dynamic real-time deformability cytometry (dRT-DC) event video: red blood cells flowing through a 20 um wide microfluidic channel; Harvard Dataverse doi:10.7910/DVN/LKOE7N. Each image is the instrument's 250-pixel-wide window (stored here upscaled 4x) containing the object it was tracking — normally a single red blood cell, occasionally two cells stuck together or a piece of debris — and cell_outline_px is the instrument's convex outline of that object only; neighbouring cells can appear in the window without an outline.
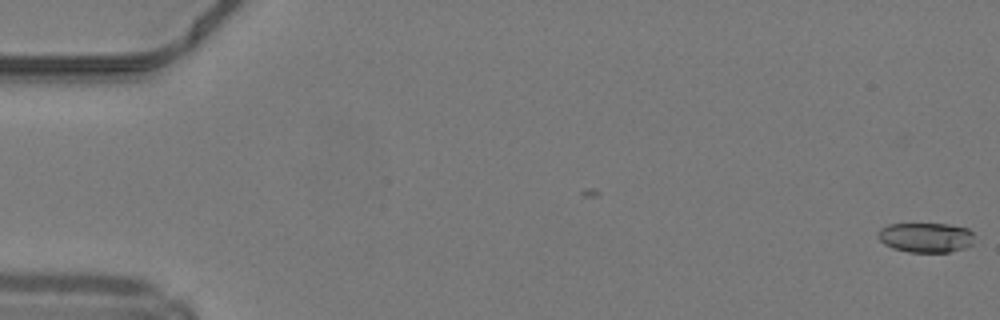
{"species": "common noctule bat (a hibernating species)", "species_latin": "Nyctalus noctula", "temperature_condition": "warm", "stored_images_in_passage": 50, "camera_frame_rate_fps": 3000, "um_per_image_px": 0.085, "animal": {"sex": "male", "body_mass_g": 19.2, "forearm_length_mm": 51.8}, "frame": {"image": 1, "passage_image": 1, "time_ms": 0.0, "image_size_px": [1000, 320], "cell_outline_px": [[972, 244], [964, 248], [948, 252], [908, 252], [892, 248], [884, 244], [876, 236], [880, 228], [888, 224], [948, 224], [968, 228], [972, 232]], "centroid_in_image_um": [78.66, 20.18], "position_along_channel_um": 6.3, "area_um2": 16.76}}
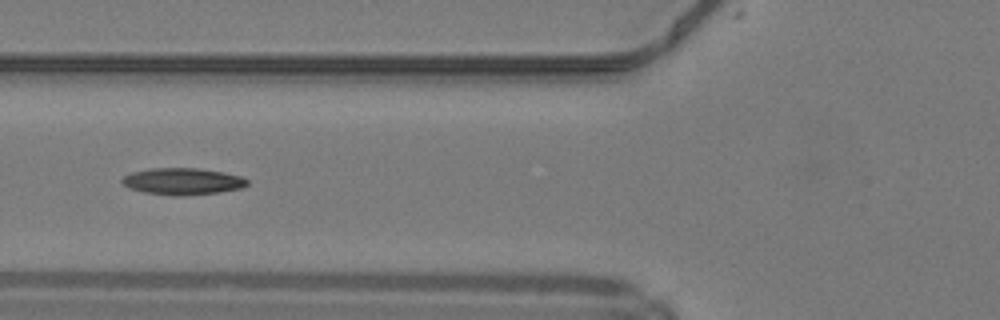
{"frame": {"image": 2, "passage_image": 20, "time_ms": 6.333, "image_size_px": [1000, 320], "cell_outline_px": [[248, 184], [240, 188], [220, 192], [184, 196], [172, 196], [144, 192], [128, 188], [120, 180], [124, 176], [132, 172], [152, 168], [196, 168], [224, 172], [240, 176], [248, 180]], "centroid_in_image_um": [15.51, 15.42], "position_along_channel_um": 110.3, "area_um2": 19.54}}
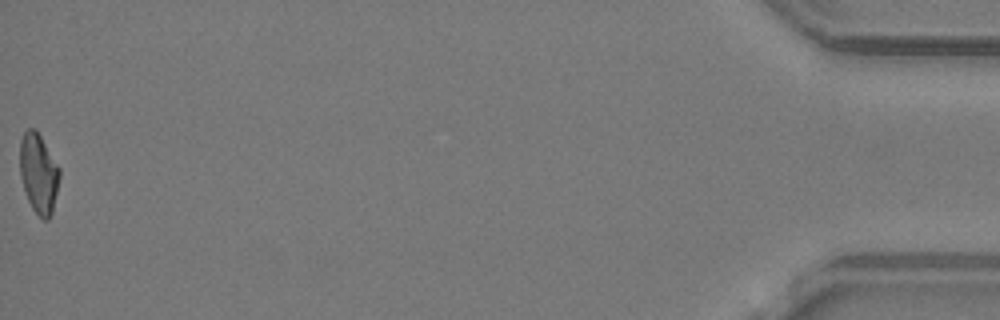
{"frame": {"image": 3, "passage_image": 50, "time_ms": 16.333, "image_size_px": [1000, 320], "cell_outline_px": [[60, 176], [52, 212], [48, 220], [44, 220], [32, 208], [28, 200], [20, 176], [20, 140], [24, 132], [28, 128], [36, 128], [60, 168]], "centroid_in_image_um": [3.28, 14.7], "position_along_channel_um": 431.9, "area_um2": 18.38}, "authors_computed_cell_mechanics": {"area_um2": 18.4382, "velocity_mm_per_s": 4.2342, "shape_relaxation_time_tau1_ms": 9.3047, "shape_relaxation_time_tau2_ms": 2.7639, "deformation_change_tau1": 0.2344, "deformation_change_tau2": 0.1097}}